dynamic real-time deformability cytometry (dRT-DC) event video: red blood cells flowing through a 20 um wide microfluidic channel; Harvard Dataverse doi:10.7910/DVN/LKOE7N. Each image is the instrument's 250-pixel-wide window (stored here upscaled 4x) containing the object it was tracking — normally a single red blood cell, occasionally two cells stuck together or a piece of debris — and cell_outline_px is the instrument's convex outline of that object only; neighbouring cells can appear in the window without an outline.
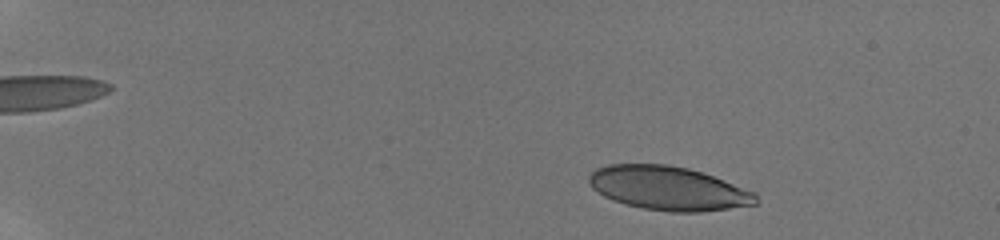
{"species": "human", "species_latin": "Homo sapiens", "temperature_condition": "room temperature", "stored_images_in_passage": 35, "camera_frame_rate_fps": 3000, "um_per_image_px": 0.085, "donor": {"sex": "male"}, "frame": {"image": 1, "passage_image": 9, "time_ms": 1.333, "image_size_px": [1000, 240], "cell_outline_px": [[756, 204], [700, 212], [672, 212], [644, 208], [624, 204], [612, 200], [604, 196], [592, 188], [588, 180], [588, 176], [596, 168], [608, 164], [668, 164], [688, 168], [712, 176], [756, 192]], "centroid_in_image_um": [56.77, 16.0], "position_along_channel_um": 28.2, "area_um2": 42.48}}
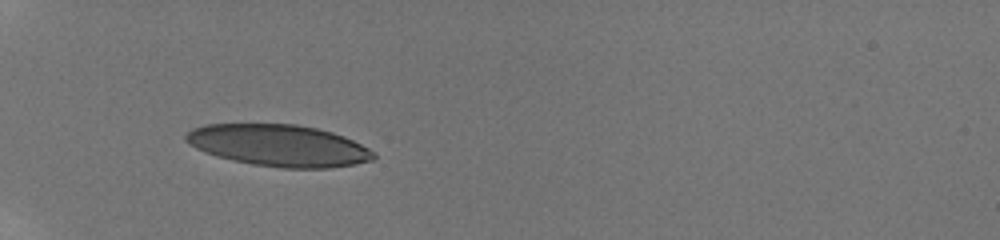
{"frame": {"image": 2, "passage_image": 34, "time_ms": 5.0, "image_size_px": [1000, 240], "cell_outline_px": [[376, 156], [372, 160], [352, 164], [328, 168], [280, 168], [252, 164], [232, 160], [216, 156], [204, 152], [188, 144], [184, 140], [184, 136], [192, 128], [204, 124], [296, 124], [316, 128], [332, 132], [344, 136], [376, 152]], "centroid_in_image_um": [23.66, 12.36], "position_along_channel_um": 61.3, "area_um2": 45.72}}